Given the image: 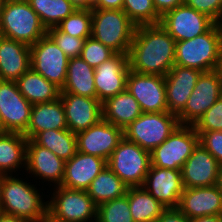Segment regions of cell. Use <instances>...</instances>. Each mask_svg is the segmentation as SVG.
Instances as JSON below:
<instances>
[{
    "label": "cell",
    "instance_id": "1",
    "mask_svg": "<svg viewBox=\"0 0 222 222\" xmlns=\"http://www.w3.org/2000/svg\"><path fill=\"white\" fill-rule=\"evenodd\" d=\"M175 44L160 24L136 26L128 51L130 70L165 77L175 65Z\"/></svg>",
    "mask_w": 222,
    "mask_h": 222
},
{
    "label": "cell",
    "instance_id": "2",
    "mask_svg": "<svg viewBox=\"0 0 222 222\" xmlns=\"http://www.w3.org/2000/svg\"><path fill=\"white\" fill-rule=\"evenodd\" d=\"M18 175H2L1 213L22 218L28 222H39L47 215L48 201L44 200L43 192L39 191L36 185L21 176L18 178Z\"/></svg>",
    "mask_w": 222,
    "mask_h": 222
},
{
    "label": "cell",
    "instance_id": "3",
    "mask_svg": "<svg viewBox=\"0 0 222 222\" xmlns=\"http://www.w3.org/2000/svg\"><path fill=\"white\" fill-rule=\"evenodd\" d=\"M222 57V24L215 23L207 32L175 44V65L201 72L219 69Z\"/></svg>",
    "mask_w": 222,
    "mask_h": 222
},
{
    "label": "cell",
    "instance_id": "4",
    "mask_svg": "<svg viewBox=\"0 0 222 222\" xmlns=\"http://www.w3.org/2000/svg\"><path fill=\"white\" fill-rule=\"evenodd\" d=\"M0 30L3 37L29 46L47 33L27 0H4L0 14Z\"/></svg>",
    "mask_w": 222,
    "mask_h": 222
},
{
    "label": "cell",
    "instance_id": "5",
    "mask_svg": "<svg viewBox=\"0 0 222 222\" xmlns=\"http://www.w3.org/2000/svg\"><path fill=\"white\" fill-rule=\"evenodd\" d=\"M91 37L115 53H128L136 25L123 10L92 9Z\"/></svg>",
    "mask_w": 222,
    "mask_h": 222
},
{
    "label": "cell",
    "instance_id": "6",
    "mask_svg": "<svg viewBox=\"0 0 222 222\" xmlns=\"http://www.w3.org/2000/svg\"><path fill=\"white\" fill-rule=\"evenodd\" d=\"M47 215L57 222H96L97 205L86 190L53 187Z\"/></svg>",
    "mask_w": 222,
    "mask_h": 222
},
{
    "label": "cell",
    "instance_id": "7",
    "mask_svg": "<svg viewBox=\"0 0 222 222\" xmlns=\"http://www.w3.org/2000/svg\"><path fill=\"white\" fill-rule=\"evenodd\" d=\"M180 125L178 117L169 112L142 113L123 129L124 137L151 152L162 144Z\"/></svg>",
    "mask_w": 222,
    "mask_h": 222
},
{
    "label": "cell",
    "instance_id": "8",
    "mask_svg": "<svg viewBox=\"0 0 222 222\" xmlns=\"http://www.w3.org/2000/svg\"><path fill=\"white\" fill-rule=\"evenodd\" d=\"M107 166L128 186H143L151 166L150 152L123 137Z\"/></svg>",
    "mask_w": 222,
    "mask_h": 222
},
{
    "label": "cell",
    "instance_id": "9",
    "mask_svg": "<svg viewBox=\"0 0 222 222\" xmlns=\"http://www.w3.org/2000/svg\"><path fill=\"white\" fill-rule=\"evenodd\" d=\"M198 143L199 135L193 125H179L162 144L150 152L151 165L181 170Z\"/></svg>",
    "mask_w": 222,
    "mask_h": 222
},
{
    "label": "cell",
    "instance_id": "10",
    "mask_svg": "<svg viewBox=\"0 0 222 222\" xmlns=\"http://www.w3.org/2000/svg\"><path fill=\"white\" fill-rule=\"evenodd\" d=\"M69 58L46 34L30 46V66L49 82L63 88Z\"/></svg>",
    "mask_w": 222,
    "mask_h": 222
},
{
    "label": "cell",
    "instance_id": "11",
    "mask_svg": "<svg viewBox=\"0 0 222 222\" xmlns=\"http://www.w3.org/2000/svg\"><path fill=\"white\" fill-rule=\"evenodd\" d=\"M222 96V76L218 69L202 72L183 110L177 115L180 125H194Z\"/></svg>",
    "mask_w": 222,
    "mask_h": 222
},
{
    "label": "cell",
    "instance_id": "12",
    "mask_svg": "<svg viewBox=\"0 0 222 222\" xmlns=\"http://www.w3.org/2000/svg\"><path fill=\"white\" fill-rule=\"evenodd\" d=\"M32 106L20 93L16 81L0 80L1 131L24 134Z\"/></svg>",
    "mask_w": 222,
    "mask_h": 222
},
{
    "label": "cell",
    "instance_id": "13",
    "mask_svg": "<svg viewBox=\"0 0 222 222\" xmlns=\"http://www.w3.org/2000/svg\"><path fill=\"white\" fill-rule=\"evenodd\" d=\"M126 90L137 100L142 113L168 112L164 76L130 70Z\"/></svg>",
    "mask_w": 222,
    "mask_h": 222
},
{
    "label": "cell",
    "instance_id": "14",
    "mask_svg": "<svg viewBox=\"0 0 222 222\" xmlns=\"http://www.w3.org/2000/svg\"><path fill=\"white\" fill-rule=\"evenodd\" d=\"M159 24L178 42L202 35L215 22L207 15L183 4L165 13Z\"/></svg>",
    "mask_w": 222,
    "mask_h": 222
},
{
    "label": "cell",
    "instance_id": "15",
    "mask_svg": "<svg viewBox=\"0 0 222 222\" xmlns=\"http://www.w3.org/2000/svg\"><path fill=\"white\" fill-rule=\"evenodd\" d=\"M123 137L122 128L101 119L87 130L76 133L77 151L108 161Z\"/></svg>",
    "mask_w": 222,
    "mask_h": 222
},
{
    "label": "cell",
    "instance_id": "16",
    "mask_svg": "<svg viewBox=\"0 0 222 222\" xmlns=\"http://www.w3.org/2000/svg\"><path fill=\"white\" fill-rule=\"evenodd\" d=\"M94 70L97 99L102 103L126 89V79L130 71L128 53H115Z\"/></svg>",
    "mask_w": 222,
    "mask_h": 222
},
{
    "label": "cell",
    "instance_id": "17",
    "mask_svg": "<svg viewBox=\"0 0 222 222\" xmlns=\"http://www.w3.org/2000/svg\"><path fill=\"white\" fill-rule=\"evenodd\" d=\"M26 173L36 180L48 181L51 185L62 184L65 172V161L60 159L51 150L37 145L28 139L26 145ZM38 178V179H37ZM53 183V184H51Z\"/></svg>",
    "mask_w": 222,
    "mask_h": 222
},
{
    "label": "cell",
    "instance_id": "18",
    "mask_svg": "<svg viewBox=\"0 0 222 222\" xmlns=\"http://www.w3.org/2000/svg\"><path fill=\"white\" fill-rule=\"evenodd\" d=\"M143 187L166 208H178L184 190L181 170L151 165Z\"/></svg>",
    "mask_w": 222,
    "mask_h": 222
},
{
    "label": "cell",
    "instance_id": "19",
    "mask_svg": "<svg viewBox=\"0 0 222 222\" xmlns=\"http://www.w3.org/2000/svg\"><path fill=\"white\" fill-rule=\"evenodd\" d=\"M68 129L73 133L87 130L102 118V103L97 98L60 93Z\"/></svg>",
    "mask_w": 222,
    "mask_h": 222
},
{
    "label": "cell",
    "instance_id": "20",
    "mask_svg": "<svg viewBox=\"0 0 222 222\" xmlns=\"http://www.w3.org/2000/svg\"><path fill=\"white\" fill-rule=\"evenodd\" d=\"M220 166L213 155L198 143L181 168L184 188L215 185Z\"/></svg>",
    "mask_w": 222,
    "mask_h": 222
},
{
    "label": "cell",
    "instance_id": "21",
    "mask_svg": "<svg viewBox=\"0 0 222 222\" xmlns=\"http://www.w3.org/2000/svg\"><path fill=\"white\" fill-rule=\"evenodd\" d=\"M202 72L174 65L165 76V93L168 112L176 116L185 107Z\"/></svg>",
    "mask_w": 222,
    "mask_h": 222
},
{
    "label": "cell",
    "instance_id": "22",
    "mask_svg": "<svg viewBox=\"0 0 222 222\" xmlns=\"http://www.w3.org/2000/svg\"><path fill=\"white\" fill-rule=\"evenodd\" d=\"M178 209L189 219L222 213V194L215 186L184 188Z\"/></svg>",
    "mask_w": 222,
    "mask_h": 222
},
{
    "label": "cell",
    "instance_id": "23",
    "mask_svg": "<svg viewBox=\"0 0 222 222\" xmlns=\"http://www.w3.org/2000/svg\"><path fill=\"white\" fill-rule=\"evenodd\" d=\"M106 166V160L77 151L70 160L65 162L64 179L61 186L87 190L91 182Z\"/></svg>",
    "mask_w": 222,
    "mask_h": 222
},
{
    "label": "cell",
    "instance_id": "24",
    "mask_svg": "<svg viewBox=\"0 0 222 222\" xmlns=\"http://www.w3.org/2000/svg\"><path fill=\"white\" fill-rule=\"evenodd\" d=\"M30 46L14 39H0V80L16 81L30 66Z\"/></svg>",
    "mask_w": 222,
    "mask_h": 222
},
{
    "label": "cell",
    "instance_id": "25",
    "mask_svg": "<svg viewBox=\"0 0 222 222\" xmlns=\"http://www.w3.org/2000/svg\"><path fill=\"white\" fill-rule=\"evenodd\" d=\"M50 129H68L60 98L51 102L34 104L27 130L23 135L27 139H33L39 132Z\"/></svg>",
    "mask_w": 222,
    "mask_h": 222
},
{
    "label": "cell",
    "instance_id": "26",
    "mask_svg": "<svg viewBox=\"0 0 222 222\" xmlns=\"http://www.w3.org/2000/svg\"><path fill=\"white\" fill-rule=\"evenodd\" d=\"M27 141L21 133L0 131V174L13 175L21 168L25 170Z\"/></svg>",
    "mask_w": 222,
    "mask_h": 222
},
{
    "label": "cell",
    "instance_id": "27",
    "mask_svg": "<svg viewBox=\"0 0 222 222\" xmlns=\"http://www.w3.org/2000/svg\"><path fill=\"white\" fill-rule=\"evenodd\" d=\"M141 114L139 103L126 89L102 102V118L122 129Z\"/></svg>",
    "mask_w": 222,
    "mask_h": 222
},
{
    "label": "cell",
    "instance_id": "28",
    "mask_svg": "<svg viewBox=\"0 0 222 222\" xmlns=\"http://www.w3.org/2000/svg\"><path fill=\"white\" fill-rule=\"evenodd\" d=\"M16 83L20 93L32 105L60 98L61 89L31 67L16 80Z\"/></svg>",
    "mask_w": 222,
    "mask_h": 222
},
{
    "label": "cell",
    "instance_id": "29",
    "mask_svg": "<svg viewBox=\"0 0 222 222\" xmlns=\"http://www.w3.org/2000/svg\"><path fill=\"white\" fill-rule=\"evenodd\" d=\"M94 73V68L81 57L69 59L67 77L61 93H72L84 97L97 98Z\"/></svg>",
    "mask_w": 222,
    "mask_h": 222
},
{
    "label": "cell",
    "instance_id": "30",
    "mask_svg": "<svg viewBox=\"0 0 222 222\" xmlns=\"http://www.w3.org/2000/svg\"><path fill=\"white\" fill-rule=\"evenodd\" d=\"M128 203L134 222H155L166 209L143 186L128 187Z\"/></svg>",
    "mask_w": 222,
    "mask_h": 222
},
{
    "label": "cell",
    "instance_id": "31",
    "mask_svg": "<svg viewBox=\"0 0 222 222\" xmlns=\"http://www.w3.org/2000/svg\"><path fill=\"white\" fill-rule=\"evenodd\" d=\"M127 189L128 186L106 166L91 182L86 191L98 206L104 202L123 197Z\"/></svg>",
    "mask_w": 222,
    "mask_h": 222
},
{
    "label": "cell",
    "instance_id": "32",
    "mask_svg": "<svg viewBox=\"0 0 222 222\" xmlns=\"http://www.w3.org/2000/svg\"><path fill=\"white\" fill-rule=\"evenodd\" d=\"M32 140L37 145L51 150L65 162L77 152L76 134L69 129L41 131Z\"/></svg>",
    "mask_w": 222,
    "mask_h": 222
},
{
    "label": "cell",
    "instance_id": "33",
    "mask_svg": "<svg viewBox=\"0 0 222 222\" xmlns=\"http://www.w3.org/2000/svg\"><path fill=\"white\" fill-rule=\"evenodd\" d=\"M46 29L56 27L76 9L69 0H27Z\"/></svg>",
    "mask_w": 222,
    "mask_h": 222
},
{
    "label": "cell",
    "instance_id": "34",
    "mask_svg": "<svg viewBox=\"0 0 222 222\" xmlns=\"http://www.w3.org/2000/svg\"><path fill=\"white\" fill-rule=\"evenodd\" d=\"M96 222H134L128 203V189L123 197L97 206Z\"/></svg>",
    "mask_w": 222,
    "mask_h": 222
},
{
    "label": "cell",
    "instance_id": "35",
    "mask_svg": "<svg viewBox=\"0 0 222 222\" xmlns=\"http://www.w3.org/2000/svg\"><path fill=\"white\" fill-rule=\"evenodd\" d=\"M123 11L136 26L159 24L161 20L153 0H124Z\"/></svg>",
    "mask_w": 222,
    "mask_h": 222
},
{
    "label": "cell",
    "instance_id": "36",
    "mask_svg": "<svg viewBox=\"0 0 222 222\" xmlns=\"http://www.w3.org/2000/svg\"><path fill=\"white\" fill-rule=\"evenodd\" d=\"M92 13L91 10H75L56 27L73 37L87 39L91 37Z\"/></svg>",
    "mask_w": 222,
    "mask_h": 222
},
{
    "label": "cell",
    "instance_id": "37",
    "mask_svg": "<svg viewBox=\"0 0 222 222\" xmlns=\"http://www.w3.org/2000/svg\"><path fill=\"white\" fill-rule=\"evenodd\" d=\"M114 54L115 52L109 47L89 37L85 39L80 57L95 69L104 61L110 59Z\"/></svg>",
    "mask_w": 222,
    "mask_h": 222
},
{
    "label": "cell",
    "instance_id": "38",
    "mask_svg": "<svg viewBox=\"0 0 222 222\" xmlns=\"http://www.w3.org/2000/svg\"><path fill=\"white\" fill-rule=\"evenodd\" d=\"M46 34L59 46L69 59L81 56L85 39L73 37L60 31L57 27L47 29Z\"/></svg>",
    "mask_w": 222,
    "mask_h": 222
},
{
    "label": "cell",
    "instance_id": "39",
    "mask_svg": "<svg viewBox=\"0 0 222 222\" xmlns=\"http://www.w3.org/2000/svg\"><path fill=\"white\" fill-rule=\"evenodd\" d=\"M196 132L222 131V96L193 125Z\"/></svg>",
    "mask_w": 222,
    "mask_h": 222
},
{
    "label": "cell",
    "instance_id": "40",
    "mask_svg": "<svg viewBox=\"0 0 222 222\" xmlns=\"http://www.w3.org/2000/svg\"><path fill=\"white\" fill-rule=\"evenodd\" d=\"M184 4L222 24V0H184Z\"/></svg>",
    "mask_w": 222,
    "mask_h": 222
},
{
    "label": "cell",
    "instance_id": "41",
    "mask_svg": "<svg viewBox=\"0 0 222 222\" xmlns=\"http://www.w3.org/2000/svg\"><path fill=\"white\" fill-rule=\"evenodd\" d=\"M199 143L222 165V131L197 132Z\"/></svg>",
    "mask_w": 222,
    "mask_h": 222
},
{
    "label": "cell",
    "instance_id": "42",
    "mask_svg": "<svg viewBox=\"0 0 222 222\" xmlns=\"http://www.w3.org/2000/svg\"><path fill=\"white\" fill-rule=\"evenodd\" d=\"M155 222H190L178 208H166Z\"/></svg>",
    "mask_w": 222,
    "mask_h": 222
},
{
    "label": "cell",
    "instance_id": "43",
    "mask_svg": "<svg viewBox=\"0 0 222 222\" xmlns=\"http://www.w3.org/2000/svg\"><path fill=\"white\" fill-rule=\"evenodd\" d=\"M153 3L158 15L162 17L177 6L183 5L184 0H153Z\"/></svg>",
    "mask_w": 222,
    "mask_h": 222
},
{
    "label": "cell",
    "instance_id": "44",
    "mask_svg": "<svg viewBox=\"0 0 222 222\" xmlns=\"http://www.w3.org/2000/svg\"><path fill=\"white\" fill-rule=\"evenodd\" d=\"M124 0H98L93 9L123 10Z\"/></svg>",
    "mask_w": 222,
    "mask_h": 222
},
{
    "label": "cell",
    "instance_id": "45",
    "mask_svg": "<svg viewBox=\"0 0 222 222\" xmlns=\"http://www.w3.org/2000/svg\"><path fill=\"white\" fill-rule=\"evenodd\" d=\"M98 0H69L76 10H92Z\"/></svg>",
    "mask_w": 222,
    "mask_h": 222
},
{
    "label": "cell",
    "instance_id": "46",
    "mask_svg": "<svg viewBox=\"0 0 222 222\" xmlns=\"http://www.w3.org/2000/svg\"><path fill=\"white\" fill-rule=\"evenodd\" d=\"M190 222H222L221 216L208 215L190 219Z\"/></svg>",
    "mask_w": 222,
    "mask_h": 222
},
{
    "label": "cell",
    "instance_id": "47",
    "mask_svg": "<svg viewBox=\"0 0 222 222\" xmlns=\"http://www.w3.org/2000/svg\"><path fill=\"white\" fill-rule=\"evenodd\" d=\"M0 222H28L25 219L0 213Z\"/></svg>",
    "mask_w": 222,
    "mask_h": 222
},
{
    "label": "cell",
    "instance_id": "48",
    "mask_svg": "<svg viewBox=\"0 0 222 222\" xmlns=\"http://www.w3.org/2000/svg\"><path fill=\"white\" fill-rule=\"evenodd\" d=\"M215 186L219 189V191L222 194V165L219 168V172H218Z\"/></svg>",
    "mask_w": 222,
    "mask_h": 222
},
{
    "label": "cell",
    "instance_id": "49",
    "mask_svg": "<svg viewBox=\"0 0 222 222\" xmlns=\"http://www.w3.org/2000/svg\"><path fill=\"white\" fill-rule=\"evenodd\" d=\"M2 211V174H0V213Z\"/></svg>",
    "mask_w": 222,
    "mask_h": 222
},
{
    "label": "cell",
    "instance_id": "50",
    "mask_svg": "<svg viewBox=\"0 0 222 222\" xmlns=\"http://www.w3.org/2000/svg\"><path fill=\"white\" fill-rule=\"evenodd\" d=\"M39 222H57L54 219H52L51 217H49L48 215H46L41 221Z\"/></svg>",
    "mask_w": 222,
    "mask_h": 222
},
{
    "label": "cell",
    "instance_id": "51",
    "mask_svg": "<svg viewBox=\"0 0 222 222\" xmlns=\"http://www.w3.org/2000/svg\"><path fill=\"white\" fill-rule=\"evenodd\" d=\"M221 73V76H222V57H221V62H220V66H219V69H218Z\"/></svg>",
    "mask_w": 222,
    "mask_h": 222
},
{
    "label": "cell",
    "instance_id": "52",
    "mask_svg": "<svg viewBox=\"0 0 222 222\" xmlns=\"http://www.w3.org/2000/svg\"><path fill=\"white\" fill-rule=\"evenodd\" d=\"M3 2H4V0H0V14H1Z\"/></svg>",
    "mask_w": 222,
    "mask_h": 222
},
{
    "label": "cell",
    "instance_id": "53",
    "mask_svg": "<svg viewBox=\"0 0 222 222\" xmlns=\"http://www.w3.org/2000/svg\"><path fill=\"white\" fill-rule=\"evenodd\" d=\"M3 37V35H2V32H1V30H0V39Z\"/></svg>",
    "mask_w": 222,
    "mask_h": 222
}]
</instances>
